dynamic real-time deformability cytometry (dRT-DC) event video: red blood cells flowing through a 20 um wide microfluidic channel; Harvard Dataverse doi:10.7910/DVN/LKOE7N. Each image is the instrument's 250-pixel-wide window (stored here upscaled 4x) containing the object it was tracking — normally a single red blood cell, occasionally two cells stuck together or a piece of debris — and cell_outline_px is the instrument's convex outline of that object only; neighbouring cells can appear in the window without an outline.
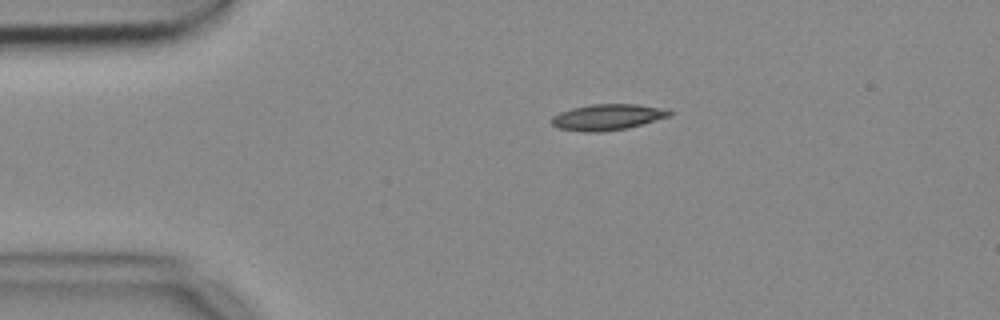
{"species": "common noctule bat (a hibernating species)", "species_latin": "Nyctalus noctula", "temperature_condition": "cold", "stored_images_in_passage": 44, "camera_frame_rate_fps": 3000, "um_per_image_px": 0.085, "animal": {"sex": "female", "body_mass_g": 18.4}, "frame": {"image": 1, "passage_image": 1, "time_ms": 0.0, "image_size_px": [1000, 320], "cell_outline_px": [[672, 112], [668, 116], [640, 124], [624, 128], [600, 132], [580, 132], [556, 128], [552, 124], [552, 116], [560, 112], [572, 108], [592, 104], [636, 104], [660, 108]], "centroid_in_image_um": [51.53, 9.96], "position_along_channel_um": 33.5, "area_um2": 17.51}}
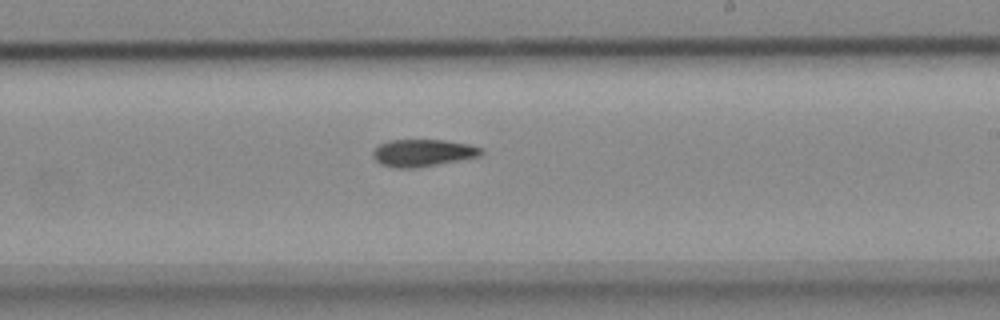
{"frame": {"image": 2, "passage_image": 22, "time_ms": 7.0, "image_size_px": [1000, 320], "cell_outline_px": [[484, 152], [480, 156], [416, 168], [392, 168], [380, 164], [372, 156], [372, 152], [380, 144], [388, 140], [444, 140], [468, 144], [484, 148]], "centroid_in_image_um": [35.93, 12.99], "position_along_channel_um": 253.1, "area_um2": 17.22}}
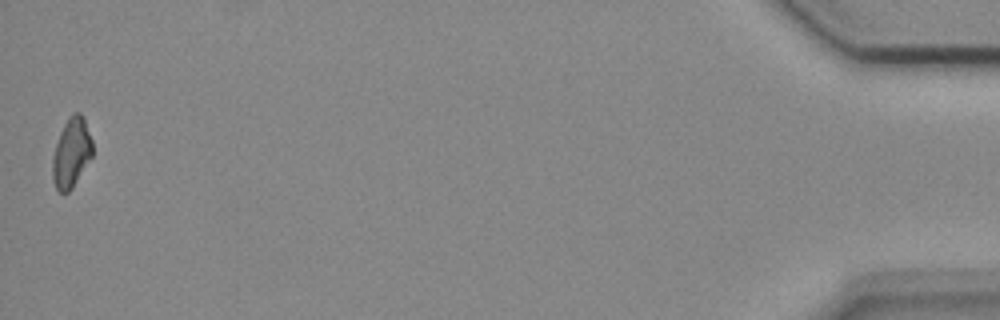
{"frame": {"image": 3, "passage_image": 44, "time_ms": 14.333, "image_size_px": [1000, 320], "cell_outline_px": [[92, 156], [72, 188], [68, 192], [60, 192], [56, 188], [52, 180], [52, 156], [60, 132], [68, 116], [72, 112], [80, 112], [84, 116], [92, 140]], "centroid_in_image_um": [6.06, 12.95], "position_along_channel_um": 429.1, "area_um2": 16.3}, "authors_computed_cell_mechanics": {"area_um2": 17.2244, "velocity_mm_per_s": 3.6992, "shape_relaxation_time_tau1_ms": 6.7948, "shape_relaxation_time_tau2_ms": null, "deformation_change_tau1": 0.1592, "deformation_change_tau2": null}}